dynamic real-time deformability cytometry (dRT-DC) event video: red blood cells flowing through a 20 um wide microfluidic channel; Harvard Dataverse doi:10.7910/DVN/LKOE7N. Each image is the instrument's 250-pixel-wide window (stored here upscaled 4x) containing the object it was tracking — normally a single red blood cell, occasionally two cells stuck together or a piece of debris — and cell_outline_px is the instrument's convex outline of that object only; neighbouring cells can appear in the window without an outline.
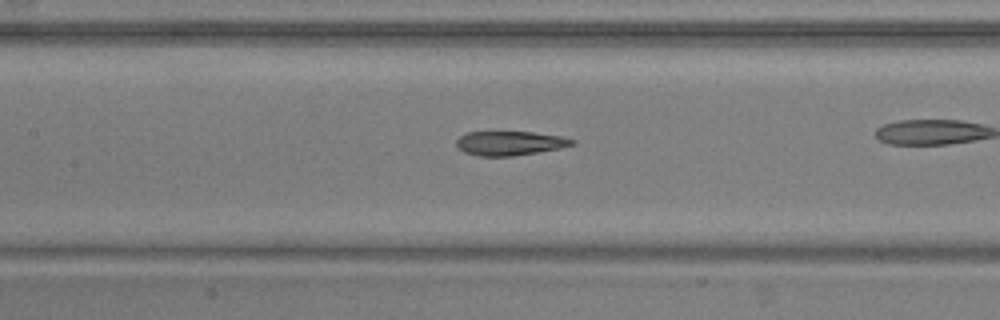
{"species": "common noctule bat (a hibernating species)", "species_latin": "Nyctalus noctula", "temperature_condition": "warm", "stored_images_in_passage": 39, "camera_frame_rate_fps": 3000, "um_per_image_px": 0.085, "animal": {"sex": "male", "body_mass_g": 20.5, "forearm_length_mm": 52.5}, "frame": {"image": 1, "passage_image": 23, "time_ms": 7.333, "image_size_px": [1000, 320], "cell_outline_px": [[576, 144], [560, 148], [512, 156], [480, 156], [464, 152], [456, 144], [456, 140], [460, 136], [468, 132], [532, 132], [560, 136], [576, 140]], "centroid_in_image_um": [43.35, 12.17], "position_along_channel_um": 164.0, "area_um2": 16.18}}